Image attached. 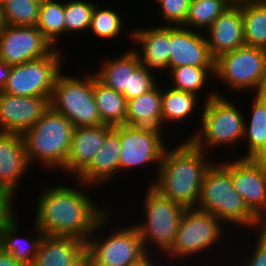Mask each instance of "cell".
<instances>
[{
	"label": "cell",
	"mask_w": 266,
	"mask_h": 266,
	"mask_svg": "<svg viewBox=\"0 0 266 266\" xmlns=\"http://www.w3.org/2000/svg\"><path fill=\"white\" fill-rule=\"evenodd\" d=\"M54 49L36 26L7 25L0 32V58L10 66L47 56Z\"/></svg>",
	"instance_id": "obj_13"
},
{
	"label": "cell",
	"mask_w": 266,
	"mask_h": 266,
	"mask_svg": "<svg viewBox=\"0 0 266 266\" xmlns=\"http://www.w3.org/2000/svg\"><path fill=\"white\" fill-rule=\"evenodd\" d=\"M120 154L121 143L119 137V126L106 135L104 144L94 156L91 164L75 180L80 186L91 185L94 187L102 185L106 181L112 180V177L120 172ZM111 178V179H110Z\"/></svg>",
	"instance_id": "obj_22"
},
{
	"label": "cell",
	"mask_w": 266,
	"mask_h": 266,
	"mask_svg": "<svg viewBox=\"0 0 266 266\" xmlns=\"http://www.w3.org/2000/svg\"><path fill=\"white\" fill-rule=\"evenodd\" d=\"M133 49V50H132ZM124 52L121 57L104 59L99 70L95 72L96 77L107 87L123 94L128 89L129 74H132L140 65L139 57L134 50L130 48Z\"/></svg>",
	"instance_id": "obj_25"
},
{
	"label": "cell",
	"mask_w": 266,
	"mask_h": 266,
	"mask_svg": "<svg viewBox=\"0 0 266 266\" xmlns=\"http://www.w3.org/2000/svg\"><path fill=\"white\" fill-rule=\"evenodd\" d=\"M40 3L33 0H5L2 10L6 25L36 26Z\"/></svg>",
	"instance_id": "obj_33"
},
{
	"label": "cell",
	"mask_w": 266,
	"mask_h": 266,
	"mask_svg": "<svg viewBox=\"0 0 266 266\" xmlns=\"http://www.w3.org/2000/svg\"><path fill=\"white\" fill-rule=\"evenodd\" d=\"M74 128L66 116L49 107L35 125L22 134L30 166L33 160H38L44 168L62 169L69 154Z\"/></svg>",
	"instance_id": "obj_4"
},
{
	"label": "cell",
	"mask_w": 266,
	"mask_h": 266,
	"mask_svg": "<svg viewBox=\"0 0 266 266\" xmlns=\"http://www.w3.org/2000/svg\"><path fill=\"white\" fill-rule=\"evenodd\" d=\"M5 0H0V5H2L4 3Z\"/></svg>",
	"instance_id": "obj_49"
},
{
	"label": "cell",
	"mask_w": 266,
	"mask_h": 266,
	"mask_svg": "<svg viewBox=\"0 0 266 266\" xmlns=\"http://www.w3.org/2000/svg\"><path fill=\"white\" fill-rule=\"evenodd\" d=\"M63 51L56 47L49 55L11 66L2 92L17 96H51L62 72Z\"/></svg>",
	"instance_id": "obj_10"
},
{
	"label": "cell",
	"mask_w": 266,
	"mask_h": 266,
	"mask_svg": "<svg viewBox=\"0 0 266 266\" xmlns=\"http://www.w3.org/2000/svg\"><path fill=\"white\" fill-rule=\"evenodd\" d=\"M222 224L219 218L208 211L197 207L186 208L174 243L165 255L170 256L168 258L171 261V258L184 260L197 253L204 254L203 251L206 252L222 239V234H225Z\"/></svg>",
	"instance_id": "obj_11"
},
{
	"label": "cell",
	"mask_w": 266,
	"mask_h": 266,
	"mask_svg": "<svg viewBox=\"0 0 266 266\" xmlns=\"http://www.w3.org/2000/svg\"><path fill=\"white\" fill-rule=\"evenodd\" d=\"M252 159L266 162V142L265 146Z\"/></svg>",
	"instance_id": "obj_43"
},
{
	"label": "cell",
	"mask_w": 266,
	"mask_h": 266,
	"mask_svg": "<svg viewBox=\"0 0 266 266\" xmlns=\"http://www.w3.org/2000/svg\"><path fill=\"white\" fill-rule=\"evenodd\" d=\"M33 1H35V2H38V3H42L43 1H45V0H33Z\"/></svg>",
	"instance_id": "obj_48"
},
{
	"label": "cell",
	"mask_w": 266,
	"mask_h": 266,
	"mask_svg": "<svg viewBox=\"0 0 266 266\" xmlns=\"http://www.w3.org/2000/svg\"><path fill=\"white\" fill-rule=\"evenodd\" d=\"M215 77L232 91L266 93V49L244 45L215 59Z\"/></svg>",
	"instance_id": "obj_6"
},
{
	"label": "cell",
	"mask_w": 266,
	"mask_h": 266,
	"mask_svg": "<svg viewBox=\"0 0 266 266\" xmlns=\"http://www.w3.org/2000/svg\"><path fill=\"white\" fill-rule=\"evenodd\" d=\"M95 3L85 0H67L65 2L64 25L65 35L89 31Z\"/></svg>",
	"instance_id": "obj_34"
},
{
	"label": "cell",
	"mask_w": 266,
	"mask_h": 266,
	"mask_svg": "<svg viewBox=\"0 0 266 266\" xmlns=\"http://www.w3.org/2000/svg\"><path fill=\"white\" fill-rule=\"evenodd\" d=\"M98 6L95 5L92 13L90 32L105 40L116 38L123 29V19L115 10Z\"/></svg>",
	"instance_id": "obj_35"
},
{
	"label": "cell",
	"mask_w": 266,
	"mask_h": 266,
	"mask_svg": "<svg viewBox=\"0 0 266 266\" xmlns=\"http://www.w3.org/2000/svg\"><path fill=\"white\" fill-rule=\"evenodd\" d=\"M11 66L7 65L1 58H0V90L6 84Z\"/></svg>",
	"instance_id": "obj_41"
},
{
	"label": "cell",
	"mask_w": 266,
	"mask_h": 266,
	"mask_svg": "<svg viewBox=\"0 0 266 266\" xmlns=\"http://www.w3.org/2000/svg\"><path fill=\"white\" fill-rule=\"evenodd\" d=\"M232 161L233 187L248 209L262 222L266 216V162L252 158H236Z\"/></svg>",
	"instance_id": "obj_14"
},
{
	"label": "cell",
	"mask_w": 266,
	"mask_h": 266,
	"mask_svg": "<svg viewBox=\"0 0 266 266\" xmlns=\"http://www.w3.org/2000/svg\"><path fill=\"white\" fill-rule=\"evenodd\" d=\"M161 85L127 101L126 124L163 130Z\"/></svg>",
	"instance_id": "obj_24"
},
{
	"label": "cell",
	"mask_w": 266,
	"mask_h": 266,
	"mask_svg": "<svg viewBox=\"0 0 266 266\" xmlns=\"http://www.w3.org/2000/svg\"><path fill=\"white\" fill-rule=\"evenodd\" d=\"M146 191L144 198L145 221H143L144 223H135L134 226L142 239L146 253H150L151 249L149 248H153L155 245V250L158 247V251L160 250L165 255L174 243L180 220L186 208L160 195L151 186H148Z\"/></svg>",
	"instance_id": "obj_8"
},
{
	"label": "cell",
	"mask_w": 266,
	"mask_h": 266,
	"mask_svg": "<svg viewBox=\"0 0 266 266\" xmlns=\"http://www.w3.org/2000/svg\"><path fill=\"white\" fill-rule=\"evenodd\" d=\"M0 266H24L0 247Z\"/></svg>",
	"instance_id": "obj_40"
},
{
	"label": "cell",
	"mask_w": 266,
	"mask_h": 266,
	"mask_svg": "<svg viewBox=\"0 0 266 266\" xmlns=\"http://www.w3.org/2000/svg\"><path fill=\"white\" fill-rule=\"evenodd\" d=\"M136 29H133L129 37L135 44L141 46V51L140 49L135 50L141 65L149 71L160 69L168 72L171 48L170 26L161 25L149 27V29Z\"/></svg>",
	"instance_id": "obj_21"
},
{
	"label": "cell",
	"mask_w": 266,
	"mask_h": 266,
	"mask_svg": "<svg viewBox=\"0 0 266 266\" xmlns=\"http://www.w3.org/2000/svg\"><path fill=\"white\" fill-rule=\"evenodd\" d=\"M68 266H92L90 253L85 249L74 261Z\"/></svg>",
	"instance_id": "obj_39"
},
{
	"label": "cell",
	"mask_w": 266,
	"mask_h": 266,
	"mask_svg": "<svg viewBox=\"0 0 266 266\" xmlns=\"http://www.w3.org/2000/svg\"><path fill=\"white\" fill-rule=\"evenodd\" d=\"M190 2L191 0H157L158 11L165 26H183Z\"/></svg>",
	"instance_id": "obj_37"
},
{
	"label": "cell",
	"mask_w": 266,
	"mask_h": 266,
	"mask_svg": "<svg viewBox=\"0 0 266 266\" xmlns=\"http://www.w3.org/2000/svg\"><path fill=\"white\" fill-rule=\"evenodd\" d=\"M251 119H245L244 137L248 153L240 158H253L266 142V93L254 94ZM248 123V124H247Z\"/></svg>",
	"instance_id": "obj_27"
},
{
	"label": "cell",
	"mask_w": 266,
	"mask_h": 266,
	"mask_svg": "<svg viewBox=\"0 0 266 266\" xmlns=\"http://www.w3.org/2000/svg\"><path fill=\"white\" fill-rule=\"evenodd\" d=\"M240 6L245 45L266 49V0Z\"/></svg>",
	"instance_id": "obj_29"
},
{
	"label": "cell",
	"mask_w": 266,
	"mask_h": 266,
	"mask_svg": "<svg viewBox=\"0 0 266 266\" xmlns=\"http://www.w3.org/2000/svg\"><path fill=\"white\" fill-rule=\"evenodd\" d=\"M153 71H149L143 65H140L132 74H129L128 89H125L123 95L128 101L152 90L158 83L157 76Z\"/></svg>",
	"instance_id": "obj_36"
},
{
	"label": "cell",
	"mask_w": 266,
	"mask_h": 266,
	"mask_svg": "<svg viewBox=\"0 0 266 266\" xmlns=\"http://www.w3.org/2000/svg\"><path fill=\"white\" fill-rule=\"evenodd\" d=\"M153 252H151L152 258L150 257L151 255L149 253H146L143 257H141L138 261L134 262L133 264L129 266H158L157 263H154V257H153Z\"/></svg>",
	"instance_id": "obj_42"
},
{
	"label": "cell",
	"mask_w": 266,
	"mask_h": 266,
	"mask_svg": "<svg viewBox=\"0 0 266 266\" xmlns=\"http://www.w3.org/2000/svg\"><path fill=\"white\" fill-rule=\"evenodd\" d=\"M48 186L37 199L34 224L44 235L75 237L87 242L98 222L109 212L108 207L102 209L100 205L98 208L84 193L85 189L82 192L75 186V189Z\"/></svg>",
	"instance_id": "obj_1"
},
{
	"label": "cell",
	"mask_w": 266,
	"mask_h": 266,
	"mask_svg": "<svg viewBox=\"0 0 266 266\" xmlns=\"http://www.w3.org/2000/svg\"><path fill=\"white\" fill-rule=\"evenodd\" d=\"M29 167L22 134L0 132V197L10 207Z\"/></svg>",
	"instance_id": "obj_15"
},
{
	"label": "cell",
	"mask_w": 266,
	"mask_h": 266,
	"mask_svg": "<svg viewBox=\"0 0 266 266\" xmlns=\"http://www.w3.org/2000/svg\"><path fill=\"white\" fill-rule=\"evenodd\" d=\"M163 130L128 124L119 125L121 143L120 172L128 169L156 164L157 172L162 161L165 147Z\"/></svg>",
	"instance_id": "obj_12"
},
{
	"label": "cell",
	"mask_w": 266,
	"mask_h": 266,
	"mask_svg": "<svg viewBox=\"0 0 266 266\" xmlns=\"http://www.w3.org/2000/svg\"><path fill=\"white\" fill-rule=\"evenodd\" d=\"M85 249L82 239L45 235L31 266H68Z\"/></svg>",
	"instance_id": "obj_23"
},
{
	"label": "cell",
	"mask_w": 266,
	"mask_h": 266,
	"mask_svg": "<svg viewBox=\"0 0 266 266\" xmlns=\"http://www.w3.org/2000/svg\"><path fill=\"white\" fill-rule=\"evenodd\" d=\"M204 35L209 51L215 59L222 53L244 46L241 6L231 5L227 8L204 31Z\"/></svg>",
	"instance_id": "obj_18"
},
{
	"label": "cell",
	"mask_w": 266,
	"mask_h": 266,
	"mask_svg": "<svg viewBox=\"0 0 266 266\" xmlns=\"http://www.w3.org/2000/svg\"><path fill=\"white\" fill-rule=\"evenodd\" d=\"M83 77L59 74L50 98V107L66 116L74 127L102 125L93 94V73Z\"/></svg>",
	"instance_id": "obj_7"
},
{
	"label": "cell",
	"mask_w": 266,
	"mask_h": 266,
	"mask_svg": "<svg viewBox=\"0 0 266 266\" xmlns=\"http://www.w3.org/2000/svg\"><path fill=\"white\" fill-rule=\"evenodd\" d=\"M112 129L105 124L74 128L69 154L61 170L78 177L91 164Z\"/></svg>",
	"instance_id": "obj_20"
},
{
	"label": "cell",
	"mask_w": 266,
	"mask_h": 266,
	"mask_svg": "<svg viewBox=\"0 0 266 266\" xmlns=\"http://www.w3.org/2000/svg\"><path fill=\"white\" fill-rule=\"evenodd\" d=\"M109 215H111L110 211L98 222L95 231L86 242L92 266H129L146 254L142 239L134 224L127 228L113 229L103 239L101 236L97 238L96 233L101 232L100 230H103L101 227L107 225L108 218H111Z\"/></svg>",
	"instance_id": "obj_9"
},
{
	"label": "cell",
	"mask_w": 266,
	"mask_h": 266,
	"mask_svg": "<svg viewBox=\"0 0 266 266\" xmlns=\"http://www.w3.org/2000/svg\"><path fill=\"white\" fill-rule=\"evenodd\" d=\"M209 91L206 94L204 109L200 115V129H197L189 139L197 148L203 151L208 147L214 148L224 145H233L232 148L237 146L240 140L244 137L245 118L232 101L224 98L218 92ZM237 144V145H236ZM219 145V146H218ZM207 146V147H206Z\"/></svg>",
	"instance_id": "obj_5"
},
{
	"label": "cell",
	"mask_w": 266,
	"mask_h": 266,
	"mask_svg": "<svg viewBox=\"0 0 266 266\" xmlns=\"http://www.w3.org/2000/svg\"><path fill=\"white\" fill-rule=\"evenodd\" d=\"M196 207L214 214L228 225L261 229V221L248 209L233 187L231 161L211 164L206 170Z\"/></svg>",
	"instance_id": "obj_3"
},
{
	"label": "cell",
	"mask_w": 266,
	"mask_h": 266,
	"mask_svg": "<svg viewBox=\"0 0 266 266\" xmlns=\"http://www.w3.org/2000/svg\"><path fill=\"white\" fill-rule=\"evenodd\" d=\"M265 235H266V217L265 219L261 222V229H260Z\"/></svg>",
	"instance_id": "obj_47"
},
{
	"label": "cell",
	"mask_w": 266,
	"mask_h": 266,
	"mask_svg": "<svg viewBox=\"0 0 266 266\" xmlns=\"http://www.w3.org/2000/svg\"><path fill=\"white\" fill-rule=\"evenodd\" d=\"M181 143L171 151L166 148L155 173L156 179L149 186L185 208L196 207L202 180L212 163L205 155L207 152L197 148L189 139Z\"/></svg>",
	"instance_id": "obj_2"
},
{
	"label": "cell",
	"mask_w": 266,
	"mask_h": 266,
	"mask_svg": "<svg viewBox=\"0 0 266 266\" xmlns=\"http://www.w3.org/2000/svg\"><path fill=\"white\" fill-rule=\"evenodd\" d=\"M64 12V1L61 3L58 0H45L39 6L36 27L54 48L58 45L56 43L60 36L65 35Z\"/></svg>",
	"instance_id": "obj_30"
},
{
	"label": "cell",
	"mask_w": 266,
	"mask_h": 266,
	"mask_svg": "<svg viewBox=\"0 0 266 266\" xmlns=\"http://www.w3.org/2000/svg\"><path fill=\"white\" fill-rule=\"evenodd\" d=\"M6 22L4 19V14L2 10V5H0V32L6 27Z\"/></svg>",
	"instance_id": "obj_45"
},
{
	"label": "cell",
	"mask_w": 266,
	"mask_h": 266,
	"mask_svg": "<svg viewBox=\"0 0 266 266\" xmlns=\"http://www.w3.org/2000/svg\"><path fill=\"white\" fill-rule=\"evenodd\" d=\"M172 76L171 88L188 91L194 94L199 93L208 84L211 76H215V67H194L189 65H182L173 68L170 72ZM209 78V79H208ZM207 82V83H206Z\"/></svg>",
	"instance_id": "obj_32"
},
{
	"label": "cell",
	"mask_w": 266,
	"mask_h": 266,
	"mask_svg": "<svg viewBox=\"0 0 266 266\" xmlns=\"http://www.w3.org/2000/svg\"><path fill=\"white\" fill-rule=\"evenodd\" d=\"M256 233H258L256 246L251 250L252 253L249 254L251 256H248L246 261L244 260L243 266H266V235L261 230H257Z\"/></svg>",
	"instance_id": "obj_38"
},
{
	"label": "cell",
	"mask_w": 266,
	"mask_h": 266,
	"mask_svg": "<svg viewBox=\"0 0 266 266\" xmlns=\"http://www.w3.org/2000/svg\"><path fill=\"white\" fill-rule=\"evenodd\" d=\"M230 6L227 0H191L182 27L205 31Z\"/></svg>",
	"instance_id": "obj_31"
},
{
	"label": "cell",
	"mask_w": 266,
	"mask_h": 266,
	"mask_svg": "<svg viewBox=\"0 0 266 266\" xmlns=\"http://www.w3.org/2000/svg\"><path fill=\"white\" fill-rule=\"evenodd\" d=\"M231 5H241L245 3L255 2L259 0H227Z\"/></svg>",
	"instance_id": "obj_44"
},
{
	"label": "cell",
	"mask_w": 266,
	"mask_h": 266,
	"mask_svg": "<svg viewBox=\"0 0 266 266\" xmlns=\"http://www.w3.org/2000/svg\"><path fill=\"white\" fill-rule=\"evenodd\" d=\"M10 206L0 197V216L9 208Z\"/></svg>",
	"instance_id": "obj_46"
},
{
	"label": "cell",
	"mask_w": 266,
	"mask_h": 266,
	"mask_svg": "<svg viewBox=\"0 0 266 266\" xmlns=\"http://www.w3.org/2000/svg\"><path fill=\"white\" fill-rule=\"evenodd\" d=\"M203 33L182 26H170L169 72L182 65L215 67V58L209 51Z\"/></svg>",
	"instance_id": "obj_17"
},
{
	"label": "cell",
	"mask_w": 266,
	"mask_h": 266,
	"mask_svg": "<svg viewBox=\"0 0 266 266\" xmlns=\"http://www.w3.org/2000/svg\"><path fill=\"white\" fill-rule=\"evenodd\" d=\"M93 94L101 121L111 127L126 124L127 100L102 83L93 72Z\"/></svg>",
	"instance_id": "obj_26"
},
{
	"label": "cell",
	"mask_w": 266,
	"mask_h": 266,
	"mask_svg": "<svg viewBox=\"0 0 266 266\" xmlns=\"http://www.w3.org/2000/svg\"><path fill=\"white\" fill-rule=\"evenodd\" d=\"M163 90L161 89L162 125L173 121L179 123L194 114L200 101L197 94L176 90L171 86Z\"/></svg>",
	"instance_id": "obj_28"
},
{
	"label": "cell",
	"mask_w": 266,
	"mask_h": 266,
	"mask_svg": "<svg viewBox=\"0 0 266 266\" xmlns=\"http://www.w3.org/2000/svg\"><path fill=\"white\" fill-rule=\"evenodd\" d=\"M51 96H17L0 90V132L23 134L50 107Z\"/></svg>",
	"instance_id": "obj_16"
},
{
	"label": "cell",
	"mask_w": 266,
	"mask_h": 266,
	"mask_svg": "<svg viewBox=\"0 0 266 266\" xmlns=\"http://www.w3.org/2000/svg\"><path fill=\"white\" fill-rule=\"evenodd\" d=\"M13 208V206L9 207L0 216V247L24 266L32 265L45 235L33 224L32 232H34L32 234H35L34 237L31 235L29 237L31 239L26 238L25 240L24 237L20 236V230H18L20 224Z\"/></svg>",
	"instance_id": "obj_19"
}]
</instances>
